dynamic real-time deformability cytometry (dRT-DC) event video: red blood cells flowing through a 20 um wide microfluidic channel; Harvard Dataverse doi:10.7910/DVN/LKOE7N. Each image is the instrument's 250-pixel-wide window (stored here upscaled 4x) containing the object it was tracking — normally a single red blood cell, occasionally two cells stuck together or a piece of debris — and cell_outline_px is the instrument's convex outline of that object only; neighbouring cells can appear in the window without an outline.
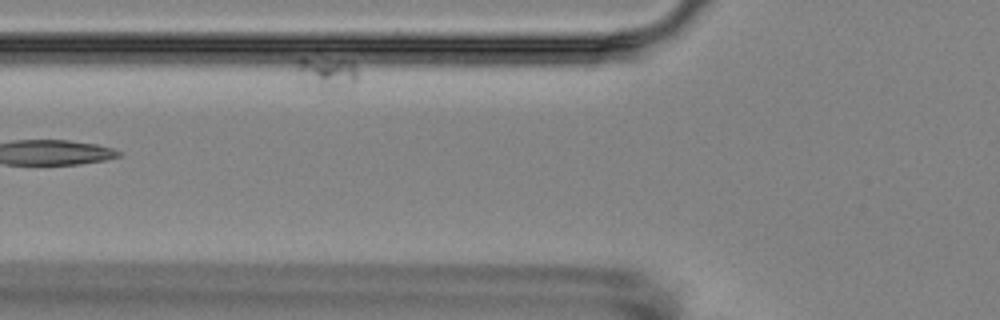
{"species": "Egyptian fruit bat (a non-hibernating species)", "species_latin": "Rousettus aegyptiacus", "temperature_condition": "room temperature", "stored_images_in_passage": 10, "camera_frame_rate_fps": 3000, "um_per_image_px": 0.085, "animal": {"sex": "female"}, "frame": {"image": 1, "passage_image": 4, "time_ms": 4.333, "image_size_px": [1000, 320], "cell_outline_px": [[356, 80], [328, 88], [320, 88], [300, 76], [296, 60], [304, 56], [340, 60], [352, 64], [356, 68]], "centroid_in_image_um": [27.71, 6.08], "position_along_channel_um": 98.1, "area_um2": 10.17}}